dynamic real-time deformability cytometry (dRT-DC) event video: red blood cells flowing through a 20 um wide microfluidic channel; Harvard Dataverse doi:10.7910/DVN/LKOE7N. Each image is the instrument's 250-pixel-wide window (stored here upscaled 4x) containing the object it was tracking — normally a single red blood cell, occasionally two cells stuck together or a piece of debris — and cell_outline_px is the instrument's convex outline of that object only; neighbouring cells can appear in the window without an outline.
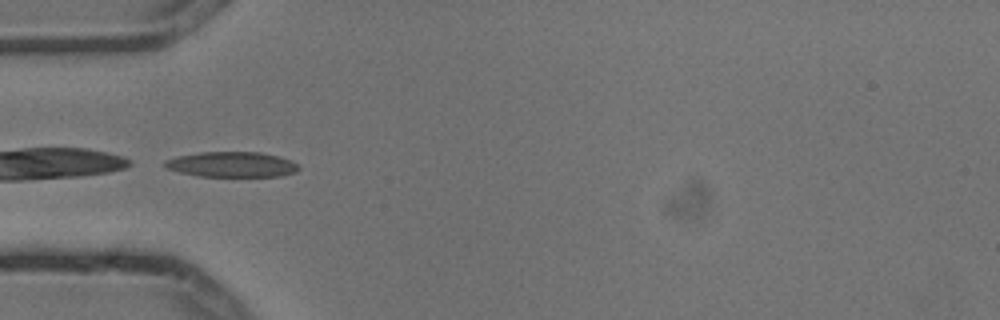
{"species": "common noctule bat (a hibernating species)", "species_latin": "Nyctalus noctula", "temperature_condition": "cold", "stored_images_in_passage": 6, "camera_frame_rate_fps": 3000, "um_per_image_px": 0.085, "animal": {"sex": "male", "body_mass_g": 13.3}, "frame": {"image": 1, "passage_image": 4, "time_ms": 1.0, "image_size_px": [1000, 320], "cell_outline_px": [[300, 168], [296, 172], [280, 176], [196, 176], [164, 168], [164, 160], [176, 156], [200, 152], [260, 152], [276, 156], [288, 160], [296, 164]], "centroid_in_image_um": [19.64, 13.98], "position_along_channel_um": 65.4, "area_um2": 19.65}}
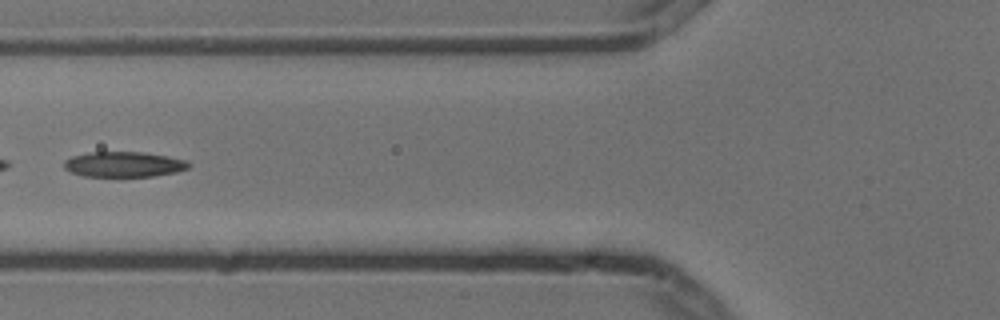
{"frame": {"image": 2, "passage_image": 5, "time_ms": 1.333, "image_size_px": [1000, 320], "cell_outline_px": [[192, 164], [188, 168], [176, 172], [152, 176], [80, 176], [64, 168], [64, 160], [72, 156], [92, 152], [144, 152], [168, 156], [188, 160]], "centroid_in_image_um": [10.55, 13.96], "position_along_channel_um": 115.2, "area_um2": 18.44}}
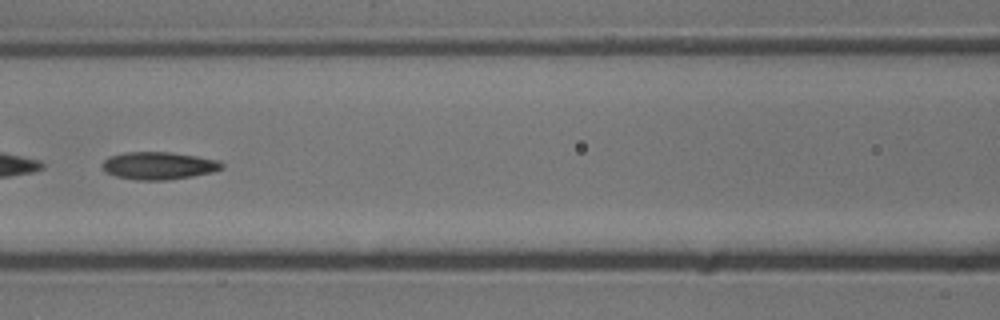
{"frame": {"image": 3, "passage_image": 6, "time_ms": 1.667, "image_size_px": [1000, 320], "cell_outline_px": [[224, 168], [212, 172], [192, 176], [168, 180], [136, 180], [116, 176], [104, 172], [104, 160], [108, 156], [124, 152], [168, 152], [196, 156], [220, 160], [224, 164]], "centroid_in_image_um": [13.5, 14.08], "position_along_channel_um": 153.1, "area_um2": 19.25}}